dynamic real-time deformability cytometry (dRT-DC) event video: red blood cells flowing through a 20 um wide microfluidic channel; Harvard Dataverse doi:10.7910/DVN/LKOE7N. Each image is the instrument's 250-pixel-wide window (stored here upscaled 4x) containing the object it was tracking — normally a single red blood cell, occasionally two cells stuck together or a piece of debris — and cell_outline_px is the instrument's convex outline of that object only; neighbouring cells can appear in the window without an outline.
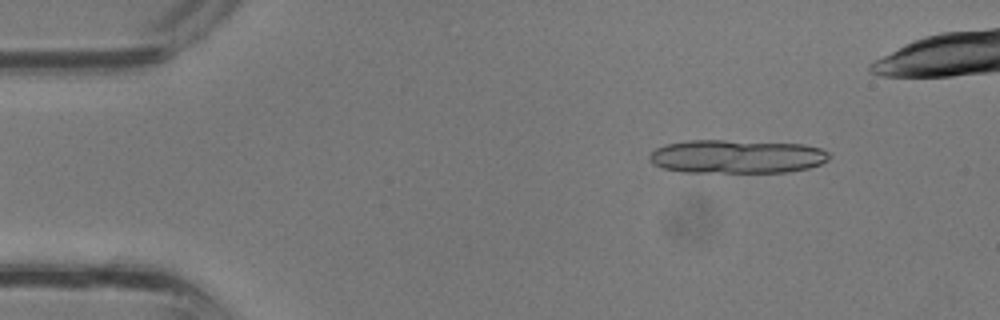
{"species": "common noctule bat (a hibernating species)", "species_latin": "Nyctalus noctula", "temperature_condition": "room temperature", "stored_images_in_passage": 12, "camera_frame_rate_fps": 3000, "um_per_image_px": 0.085, "animal": {"sex": "male", "body_mass_g": 13.3}, "frame": {"image": 1, "passage_image": 4, "time_ms": 1.0, "image_size_px": [1000, 320], "cell_outline_px": [[832, 156], [828, 160], [820, 164], [808, 168], [788, 172], [680, 172], [664, 168], [652, 164], [648, 160], [648, 156], [656, 148], [668, 144], [688, 140], [724, 140], [804, 144], [820, 148], [828, 152]], "centroid_in_image_um": [62.63, 13.31], "position_along_channel_um": 22.4, "area_um2": 35.37}}